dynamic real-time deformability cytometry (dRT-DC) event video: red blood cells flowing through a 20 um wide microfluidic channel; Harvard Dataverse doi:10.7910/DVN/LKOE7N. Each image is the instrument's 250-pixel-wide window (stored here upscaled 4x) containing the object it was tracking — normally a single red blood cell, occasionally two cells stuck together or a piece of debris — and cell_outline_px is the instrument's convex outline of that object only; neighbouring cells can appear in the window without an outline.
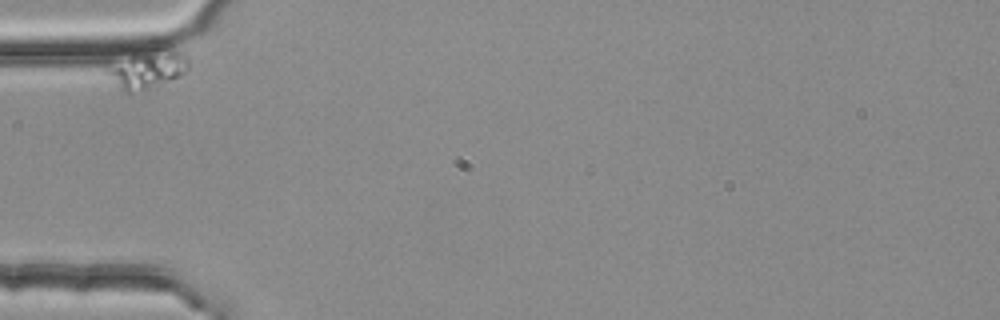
{"species": "common noctule bat (a hibernating species)", "species_latin": "Nyctalus noctula", "temperature_condition": "room temperature", "stored_images_in_passage": 5, "camera_frame_rate_fps": 3000, "um_per_image_px": 0.085, "animal": {"sex": "female", "body_mass_g": 25.1}, "frame": {"image": 1, "passage_image": 4, "time_ms": 1.0, "image_size_px": [1000, 320], "cell_outline_px": [[188, 68], [180, 76], [128, 96], [104, 72], [104, 68], [132, 52], [176, 52], [188, 56]], "centroid_in_image_um": [12.42, 5.95], "position_along_channel_um": 72.6, "area_um2": 17.69}}